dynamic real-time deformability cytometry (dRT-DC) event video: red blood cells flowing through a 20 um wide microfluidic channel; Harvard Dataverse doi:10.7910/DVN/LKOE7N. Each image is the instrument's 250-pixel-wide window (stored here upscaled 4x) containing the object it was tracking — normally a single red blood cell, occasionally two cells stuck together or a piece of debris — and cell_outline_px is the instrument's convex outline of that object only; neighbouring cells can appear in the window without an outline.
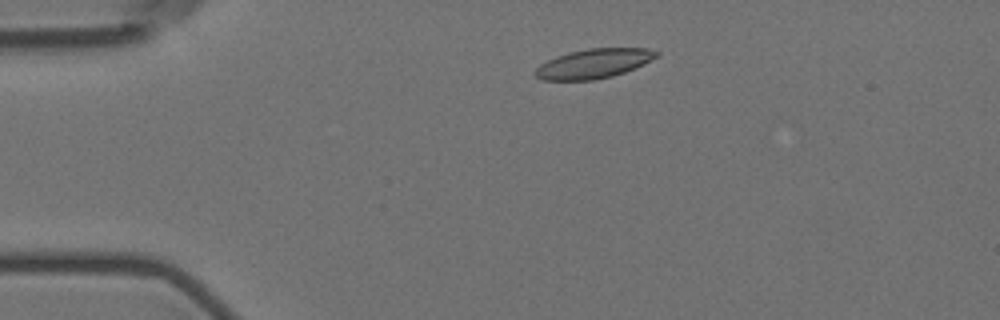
{"species": "Egyptian fruit bat (a non-hibernating species)", "species_latin": "Rousettus aegyptiacus", "temperature_condition": "room temperature", "stored_images_in_passage": 3, "camera_frame_rate_fps": 3000, "um_per_image_px": 0.085, "animal": {"sex": "female"}, "frame": {"image": 1, "passage_image": 2, "time_ms": 1.333, "image_size_px": [1000, 320], "cell_outline_px": [[660, 56], [644, 64], [624, 72], [612, 76], [592, 80], [540, 80], [532, 72], [540, 64], [556, 56], [568, 52], [588, 48], [648, 48], [660, 52]], "centroid_in_image_um": [50.47, 5.4], "position_along_channel_um": 34.5, "area_um2": 20.98}}